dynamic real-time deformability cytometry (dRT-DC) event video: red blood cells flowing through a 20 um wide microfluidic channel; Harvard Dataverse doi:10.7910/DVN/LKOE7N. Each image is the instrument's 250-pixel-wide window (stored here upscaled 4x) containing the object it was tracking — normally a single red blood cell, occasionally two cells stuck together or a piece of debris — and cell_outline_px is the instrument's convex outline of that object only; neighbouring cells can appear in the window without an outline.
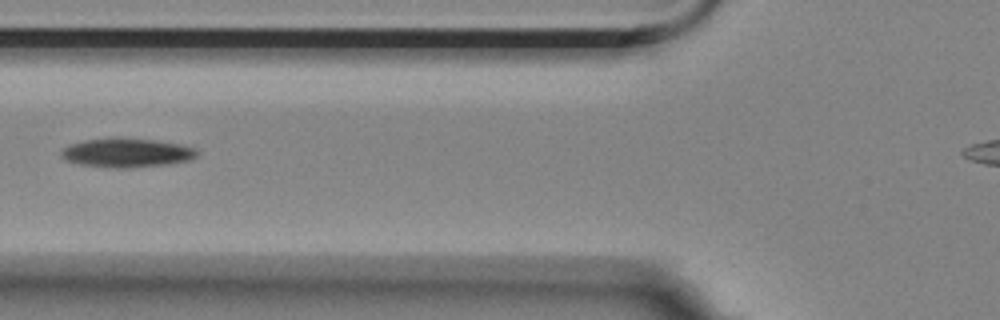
{"species": "Egyptian fruit bat (a non-hibernating species)", "species_latin": "Rousettus aegyptiacus", "temperature_condition": "room temperature", "stored_images_in_passage": 4, "camera_frame_rate_fps": 3000, "um_per_image_px": 0.085, "animal": {"sex": "female"}, "frame": {"image": 1, "passage_image": 2, "time_ms": 1.333, "image_size_px": [1000, 320], "cell_outline_px": [[200, 152], [192, 160], [168, 164], [128, 168], [112, 168], [80, 164], [64, 160], [60, 156], [60, 148], [68, 144], [84, 140], [116, 136], [156, 140], [180, 144], [196, 148]], "centroid_in_image_um": [10.74, 12.97], "position_along_channel_um": 115.1, "area_um2": 23.7}}
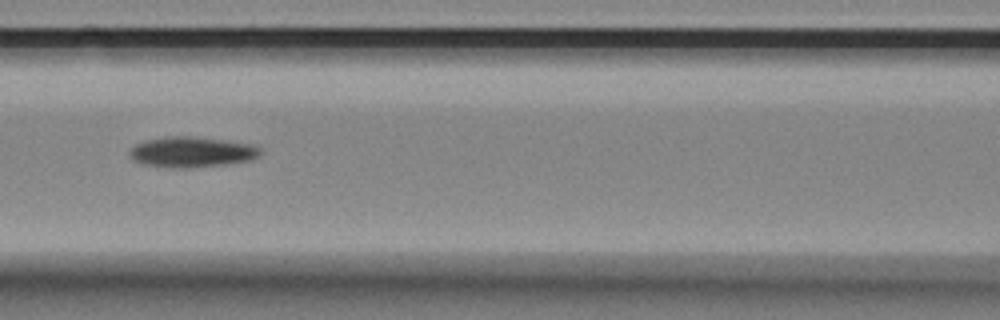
{"frame": {"image": 2, "passage_image": 3, "time_ms": 2.333, "image_size_px": [1000, 320], "cell_outline_px": [[264, 152], [260, 156], [248, 160], [224, 164], [192, 168], [168, 168], [144, 164], [132, 160], [128, 156], [128, 152], [136, 144], [144, 140], [164, 136], [188, 136], [224, 140], [256, 144]], "centroid_in_image_um": [16.29, 12.92], "position_along_channel_um": 150.3, "area_um2": 23.58}}
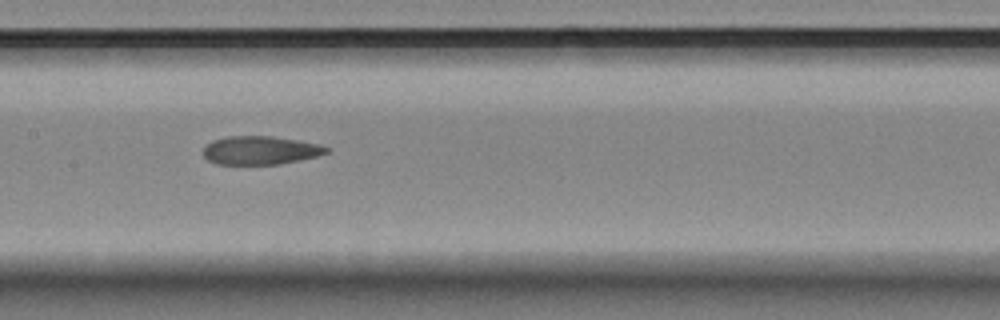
{"frame": {"image": 3, "passage_image": 4, "time_ms": 6.333, "image_size_px": [1000, 320], "cell_outline_px": [[328, 152], [316, 156], [280, 164], [216, 164], [208, 160], [204, 156], [204, 148], [212, 140], [228, 136], [272, 136], [300, 140], [320, 144], [328, 148]], "centroid_in_image_um": [22.13, 12.77], "position_along_channel_um": 185.3, "area_um2": 20.35}}